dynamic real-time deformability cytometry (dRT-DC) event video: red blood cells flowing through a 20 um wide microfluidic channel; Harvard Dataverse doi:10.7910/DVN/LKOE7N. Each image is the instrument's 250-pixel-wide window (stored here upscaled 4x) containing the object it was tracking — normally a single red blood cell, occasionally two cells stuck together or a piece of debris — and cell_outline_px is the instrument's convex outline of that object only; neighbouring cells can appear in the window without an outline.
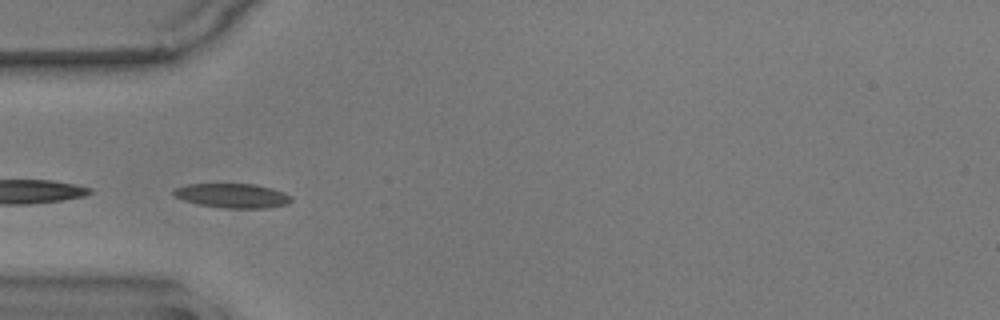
{"species": "common noctule bat (a hibernating species)", "species_latin": "Nyctalus noctula", "temperature_condition": "warm", "stored_images_in_passage": 25, "camera_frame_rate_fps": 3000, "um_per_image_px": 0.085, "animal": {"sex": "male", "body_mass_g": 17.9}, "frame": {"image": 1, "passage_image": 4, "time_ms": 1.0, "image_size_px": [1000, 320], "cell_outline_px": [[292, 200], [288, 204], [268, 208], [224, 208], [200, 204], [184, 200], [172, 196], [172, 192], [176, 188], [188, 184], [256, 184], [272, 188], [284, 192], [292, 196]], "centroid_in_image_um": [19.79, 16.63], "position_along_channel_um": 65.2, "area_um2": 16.76}}
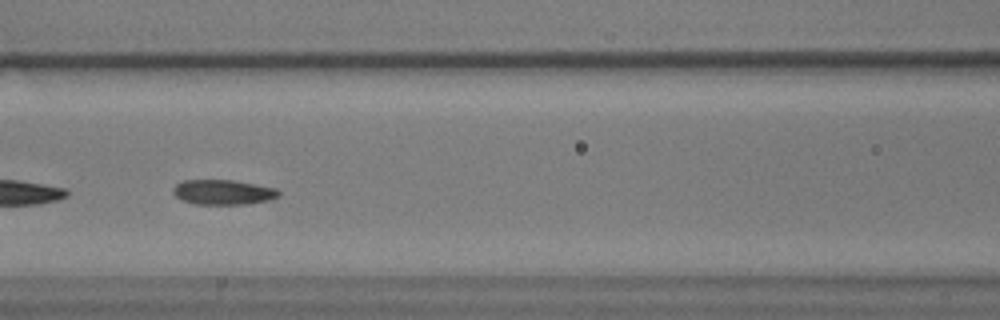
{"frame": {"image": 2, "passage_image": 11, "time_ms": 3.333, "image_size_px": [1000, 320], "cell_outline_px": [[280, 196], [268, 200], [248, 204], [196, 204], [184, 200], [176, 196], [172, 192], [172, 188], [176, 184], [184, 180], [232, 180], [276, 188], [280, 192]], "centroid_in_image_um": [18.97, 16.33], "position_along_channel_um": 147.6, "area_um2": 15.26}}
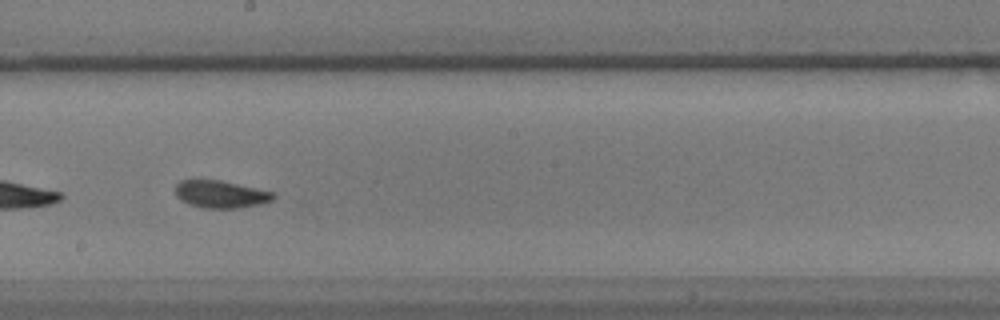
{"frame": {"image": 3, "passage_image": 18, "time_ms": 5.667, "image_size_px": [1000, 320], "cell_outline_px": [[276, 196], [272, 200], [260, 204], [236, 208], [204, 208], [188, 204], [180, 200], [176, 196], [176, 184], [180, 180], [220, 180], [256, 188], [272, 192]], "centroid_in_image_um": [18.73, 16.51], "position_along_channel_um": 229.5, "area_um2": 15.55}}